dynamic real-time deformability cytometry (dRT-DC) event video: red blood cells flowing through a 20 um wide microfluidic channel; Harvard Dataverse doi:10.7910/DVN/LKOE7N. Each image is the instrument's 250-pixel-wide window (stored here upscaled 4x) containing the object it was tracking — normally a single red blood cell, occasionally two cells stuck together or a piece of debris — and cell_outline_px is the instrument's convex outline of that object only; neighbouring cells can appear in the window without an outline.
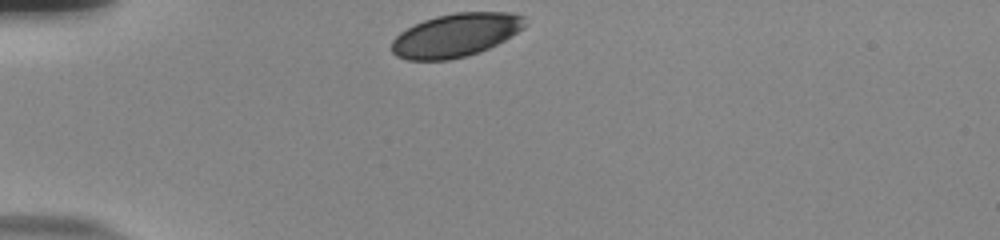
{"species": "human", "species_latin": "Homo sapiens", "temperature_condition": "room temperature", "stored_images_in_passage": 32, "camera_frame_rate_fps": 3000, "um_per_image_px": 0.085, "donor": {"sex": "male"}, "frame": {"image": 1, "passage_image": 1, "time_ms": 0.0, "image_size_px": [1000, 240], "cell_outline_px": [[528, 24], [524, 28], [504, 40], [488, 48], [464, 56], [448, 60], [408, 60], [396, 56], [392, 52], [392, 40], [400, 32], [424, 20], [436, 16], [456, 12], [512, 12], [524, 16]], "centroid_in_image_um": [38.76, 2.97], "position_along_channel_um": 46.2, "area_um2": 33.58}}
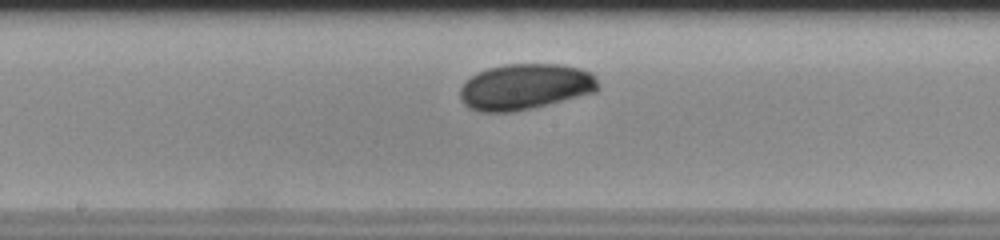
{"frame": {"image": 2, "passage_image": 16, "time_ms": 5.0, "image_size_px": [1000, 240], "cell_outline_px": [[600, 88], [596, 92], [532, 108], [512, 112], [480, 112], [468, 108], [460, 100], [460, 88], [464, 80], [476, 72], [488, 68], [504, 64], [560, 64], [580, 68], [592, 72], [600, 84]], "centroid_in_image_um": [44.62, 7.37], "position_along_channel_um": 203.6, "area_um2": 37.45}}
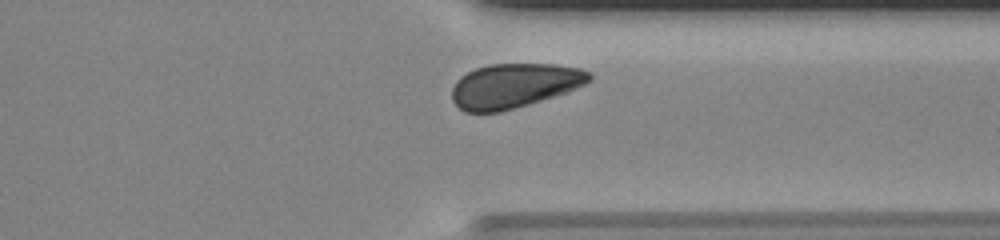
{"frame": {"image": 3, "passage_image": 29, "time_ms": 9.333, "image_size_px": [1000, 240], "cell_outline_px": [[592, 80], [576, 88], [528, 104], [500, 112], [464, 112], [452, 100], [452, 88], [456, 80], [460, 76], [476, 68], [488, 64], [556, 64], [580, 68], [588, 72], [592, 76]], "centroid_in_image_um": [43.68, 7.27], "position_along_channel_um": 367.7, "area_um2": 35.37}, "authors_computed_cell_mechanics": {"area_um2": 36.1828, "velocity_mm_per_s": 3.7807, "shape_relaxation_time_tau1_ms": 5.2374, "shape_relaxation_time_tau2_ms": null, "deformation_change_tau1": 0.1028, "deformation_change_tau2": null}}